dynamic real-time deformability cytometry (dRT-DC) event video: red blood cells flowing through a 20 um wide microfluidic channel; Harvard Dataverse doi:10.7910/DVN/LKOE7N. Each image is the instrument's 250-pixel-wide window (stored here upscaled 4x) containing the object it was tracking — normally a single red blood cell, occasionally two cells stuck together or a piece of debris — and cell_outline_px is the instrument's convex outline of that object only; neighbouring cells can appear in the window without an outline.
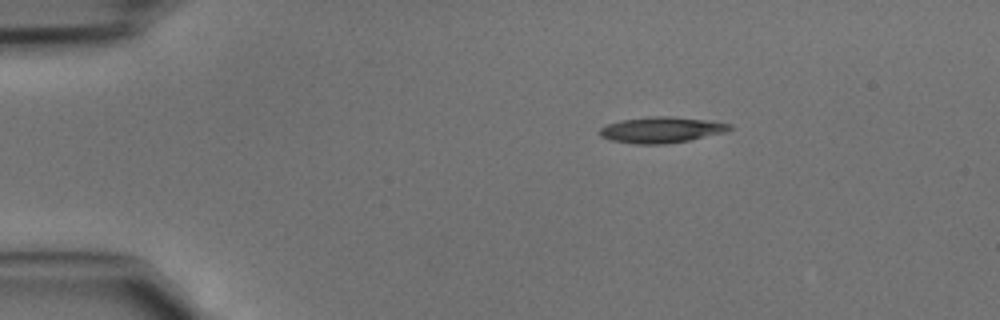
{"species": "common noctule bat (a hibernating species)", "species_latin": "Nyctalus noctula", "temperature_condition": "cold", "stored_images_in_passage": 38, "camera_frame_rate_fps": 3000, "um_per_image_px": 0.085, "animal": {"sex": "male", "body_mass_g": 15.6}, "frame": {"image": 1, "passage_image": 1, "time_ms": 0.0, "image_size_px": [1000, 320], "cell_outline_px": [[732, 128], [724, 132], [688, 140], [664, 144], [636, 144], [612, 140], [600, 136], [600, 128], [608, 124], [620, 120], [648, 116], [672, 116], [708, 120], [732, 124]], "centroid_in_image_um": [56.21, 11.02], "position_along_channel_um": 28.8, "area_um2": 19.54}}
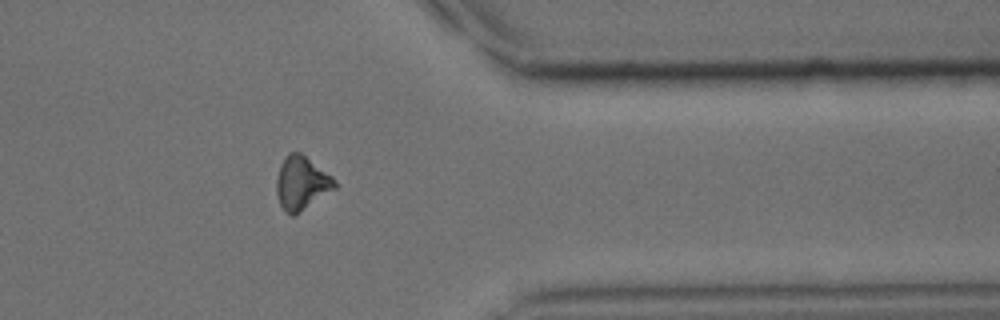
{"frame": {"image": 2, "passage_image": 30, "time_ms": 9.667, "image_size_px": [1000, 320], "cell_outline_px": [[336, 188], [296, 216], [292, 216], [284, 212], [280, 204], [276, 192], [276, 176], [280, 164], [284, 156], [288, 152], [300, 152], [332, 176], [336, 180]], "centroid_in_image_um": [25.61, 15.58], "position_along_channel_um": 385.8, "area_um2": 18.5}}
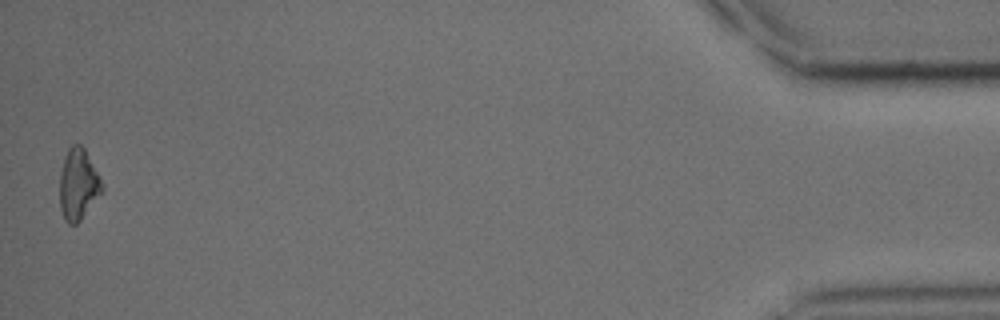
{"frame": {"image": 3, "passage_image": 38, "time_ms": 12.333, "image_size_px": [1000, 320], "cell_outline_px": [[104, 192], [80, 220], [76, 224], [68, 224], [64, 220], [60, 208], [60, 176], [64, 156], [68, 148], [72, 144], [80, 144], [84, 148], [100, 176], [104, 184]], "centroid_in_image_um": [6.67, 15.68], "position_along_channel_um": 428.5, "area_um2": 17.8}}